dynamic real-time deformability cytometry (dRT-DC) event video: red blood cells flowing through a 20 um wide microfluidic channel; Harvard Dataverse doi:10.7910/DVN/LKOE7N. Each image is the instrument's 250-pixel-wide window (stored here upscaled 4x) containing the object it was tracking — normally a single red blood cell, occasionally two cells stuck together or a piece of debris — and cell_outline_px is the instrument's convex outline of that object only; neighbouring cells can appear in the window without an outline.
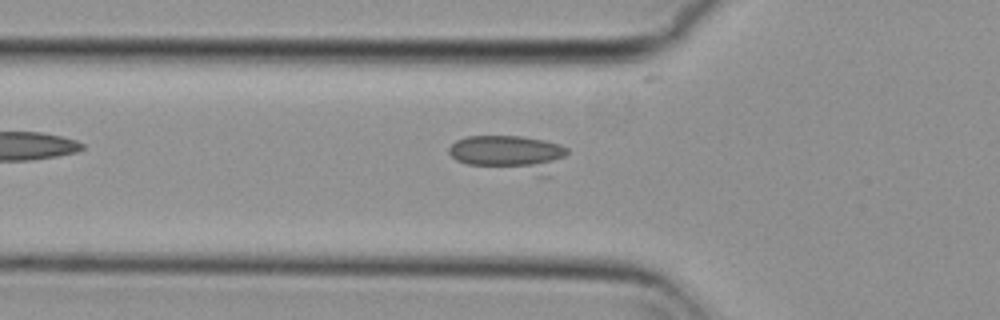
{"species": "common noctule bat (a hibernating species)", "species_latin": "Nyctalus noctula", "temperature_condition": "cold", "stored_images_in_passage": 39, "camera_frame_rate_fps": 3000, "um_per_image_px": 0.085, "animal": {"sex": "female", "body_mass_g": 29.2, "forearm_length_mm": 56.3}, "frame": {"image": 1, "passage_image": 3, "time_ms": 0.667, "image_size_px": [1000, 320], "cell_outline_px": [[568, 152], [548, 176], [536, 176], [468, 164], [456, 160], [448, 152], [448, 148], [456, 140], [468, 136], [524, 136], [544, 140], [560, 144], [568, 148]], "centroid_in_image_um": [43.32, 13.06], "position_along_channel_um": 82.5, "area_um2": 25.43}}
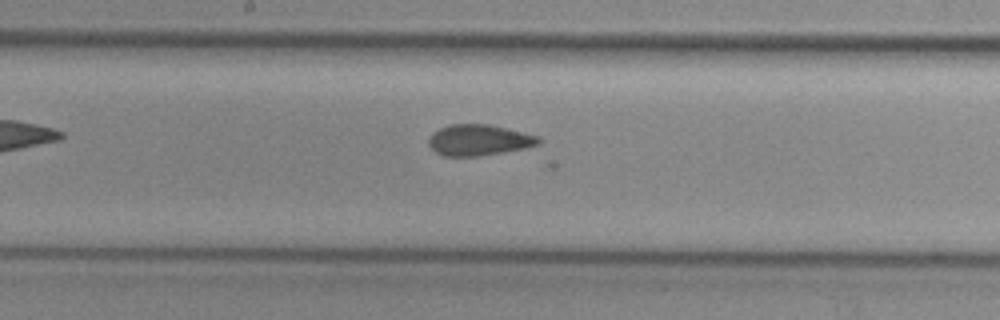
{"frame": {"image": 2, "passage_image": 13, "time_ms": 4.0, "image_size_px": [1000, 320], "cell_outline_px": [[540, 144], [524, 148], [480, 156], [444, 156], [436, 152], [428, 144], [428, 136], [432, 132], [448, 124], [488, 124], [540, 136]], "centroid_in_image_um": [40.68, 11.9], "position_along_channel_um": 207.5, "area_um2": 19.88}}
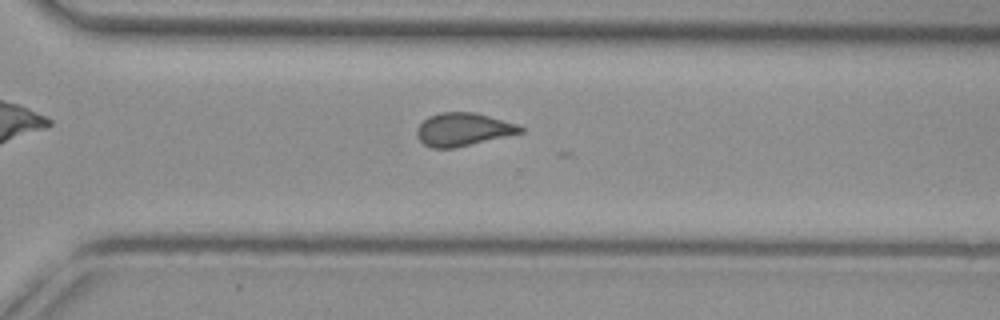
{"frame": {"image": 3, "passage_image": 23, "time_ms": 7.333, "image_size_px": [1000, 320], "cell_outline_px": [[524, 132], [456, 148], [432, 148], [424, 144], [416, 136], [416, 128], [428, 116], [440, 112], [476, 112], [516, 124], [524, 128]], "centroid_in_image_um": [39.34, 11.0], "position_along_channel_um": 331.3, "area_um2": 20.0}}